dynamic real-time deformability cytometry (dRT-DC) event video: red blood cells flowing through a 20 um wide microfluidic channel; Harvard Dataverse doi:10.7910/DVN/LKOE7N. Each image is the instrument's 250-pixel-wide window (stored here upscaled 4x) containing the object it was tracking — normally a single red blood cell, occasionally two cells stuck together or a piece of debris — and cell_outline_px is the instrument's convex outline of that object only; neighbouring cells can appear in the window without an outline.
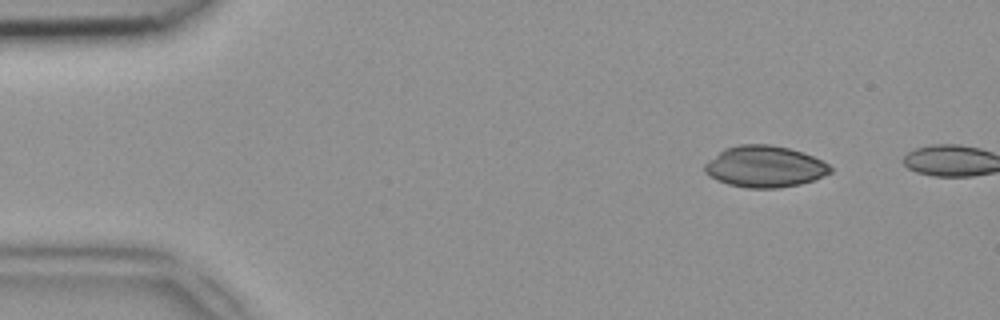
{"species": "common noctule bat (a hibernating species)", "species_latin": "Nyctalus noctula", "temperature_condition": "room temperature", "stored_images_in_passage": 6, "camera_frame_rate_fps": 3000, "um_per_image_px": 0.085, "animal": {"sex": "female", "body_mass_g": 18.4}, "frame": {"image": 1, "passage_image": 5, "time_ms": 1.333, "image_size_px": [1000, 320], "cell_outline_px": [[832, 172], [812, 180], [800, 184], [776, 188], [748, 188], [728, 184], [716, 180], [708, 176], [704, 172], [704, 164], [708, 160], [724, 148], [740, 144], [772, 144], [804, 152], [828, 164], [832, 168]], "centroid_in_image_um": [64.96, 14.15], "position_along_channel_um": 20.0, "area_um2": 30.4}}